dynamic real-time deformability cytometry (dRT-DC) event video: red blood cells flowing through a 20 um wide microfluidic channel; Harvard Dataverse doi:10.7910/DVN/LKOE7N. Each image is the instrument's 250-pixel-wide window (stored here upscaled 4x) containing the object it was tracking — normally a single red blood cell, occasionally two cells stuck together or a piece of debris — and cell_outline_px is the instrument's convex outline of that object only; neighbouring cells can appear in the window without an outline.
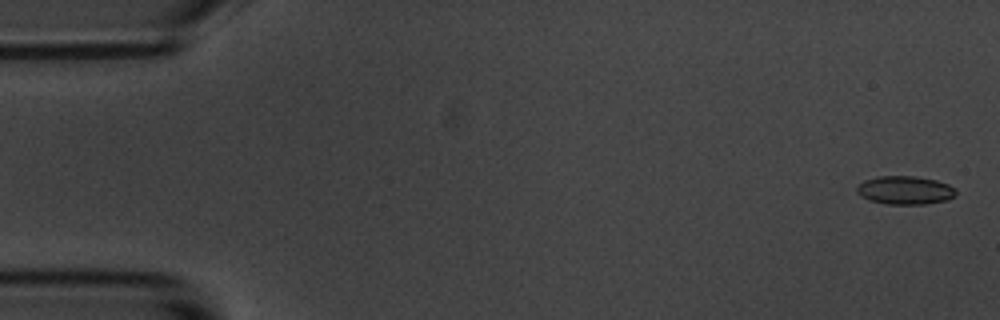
{"species": "common noctule bat (a hibernating species)", "species_latin": "Nyctalus noctula", "temperature_condition": "room temperature", "stored_images_in_passage": 16, "camera_frame_rate_fps": 3000, "um_per_image_px": 0.085, "animal": {"sex": "male", "body_mass_g": 20.1, "forearm_length_mm": 53.5}, "frame": {"image": 1, "passage_image": 2, "time_ms": 0.333, "image_size_px": [1000, 320], "cell_outline_px": [[956, 196], [948, 200], [924, 204], [888, 204], [868, 200], [860, 196], [856, 192], [856, 188], [864, 180], [880, 176], [912, 176], [936, 180], [948, 184], [956, 192]], "centroid_in_image_um": [76.91, 16.17], "position_along_channel_um": 8.1, "area_um2": 16.36}}
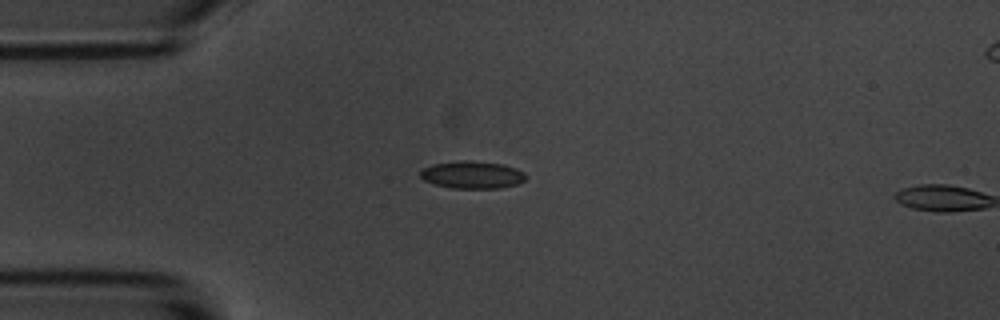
{"frame": {"image": 2, "passage_image": 15, "time_ms": 4.667, "image_size_px": [1000, 320], "cell_outline_px": [[524, 180], [516, 184], [500, 188], [452, 188], [436, 184], [424, 180], [420, 176], [420, 172], [424, 168], [432, 164], [504, 164], [516, 168], [524, 172]], "centroid_in_image_um": [40.16, 14.92], "position_along_channel_um": 44.8, "area_um2": 15.61}}